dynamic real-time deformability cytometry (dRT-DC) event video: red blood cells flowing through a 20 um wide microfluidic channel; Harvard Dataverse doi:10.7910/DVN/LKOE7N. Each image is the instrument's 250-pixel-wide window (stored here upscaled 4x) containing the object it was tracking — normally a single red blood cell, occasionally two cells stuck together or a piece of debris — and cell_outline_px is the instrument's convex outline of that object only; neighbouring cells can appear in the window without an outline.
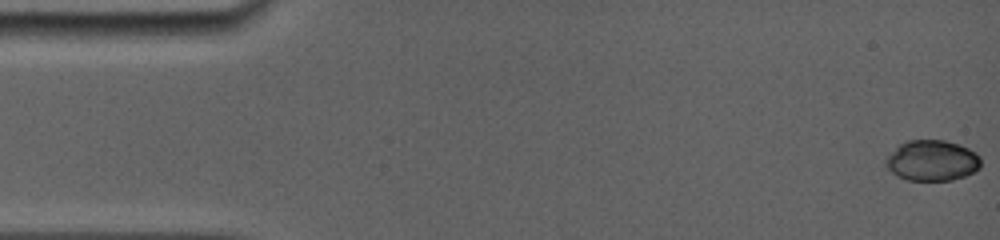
{"species": "common noctule bat (a hibernating species)", "species_latin": "Nyctalus noctula", "temperature_condition": "room temperature", "stored_images_in_passage": 66, "camera_frame_rate_fps": 5000, "um_per_image_px": 0.085, "animal": {"sex": "female", "body_mass_g": 19.0, "forearm_length_mm": 56.7}, "frame": {"image": 1, "passage_image": 1, "time_ms": 0.0, "image_size_px": [1000, 240], "cell_outline_px": [[980, 168], [964, 176], [952, 180], [908, 180], [896, 176], [884, 164], [884, 160], [900, 144], [908, 140], [944, 140], [968, 148], [976, 152], [980, 156]], "centroid_in_image_um": [79.22, 13.65], "position_along_channel_um": 5.8, "area_um2": 22.43}}
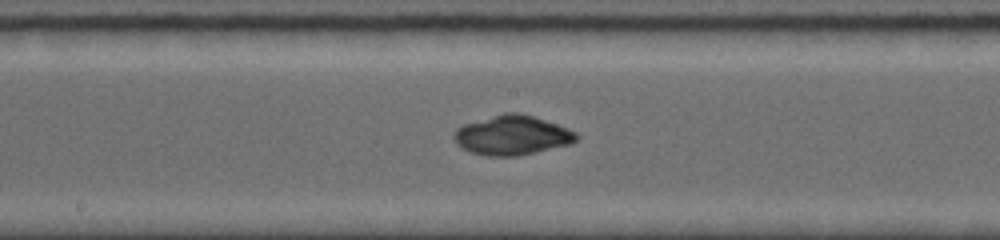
{"frame": {"image": 2, "passage_image": 35, "time_ms": 8.4, "image_size_px": [1000, 240], "cell_outline_px": [[580, 136], [572, 144], [520, 156], [488, 156], [472, 152], [456, 144], [452, 136], [456, 128], [464, 124], [504, 112], [516, 112], [532, 116], [568, 128], [576, 132]], "centroid_in_image_um": [43.54, 11.5], "position_along_channel_um": 204.7, "area_um2": 28.26}}
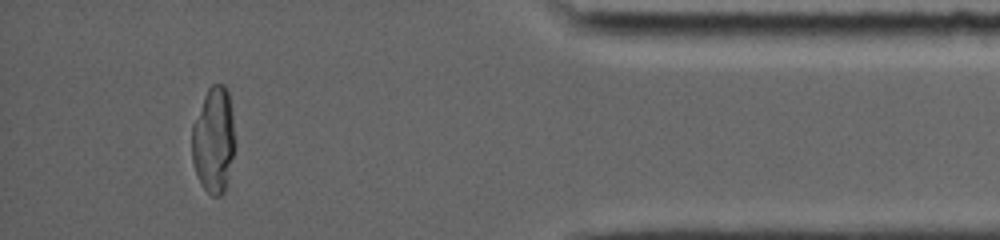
{"frame": {"image": 3, "passage_image": 66, "time_ms": 14.6, "image_size_px": [1000, 240], "cell_outline_px": [[236, 148], [228, 180], [224, 192], [220, 196], [212, 196], [200, 184], [192, 160], [192, 124], [204, 96], [208, 88], [212, 84], [224, 84], [228, 92], [232, 108], [236, 144]], "centroid_in_image_um": [18.19, 11.91], "position_along_channel_um": 417.0, "area_um2": 27.17}, "authors_computed_cell_mechanics": {"area_um2": 26.4724, "velocity_mm_per_s": 3.92, "shape_relaxation_time_tau1_ms": 7.2364, "shape_relaxation_time_tau2_ms": null, "deformation_change_tau1": 0.2639, "deformation_change_tau2": null}}